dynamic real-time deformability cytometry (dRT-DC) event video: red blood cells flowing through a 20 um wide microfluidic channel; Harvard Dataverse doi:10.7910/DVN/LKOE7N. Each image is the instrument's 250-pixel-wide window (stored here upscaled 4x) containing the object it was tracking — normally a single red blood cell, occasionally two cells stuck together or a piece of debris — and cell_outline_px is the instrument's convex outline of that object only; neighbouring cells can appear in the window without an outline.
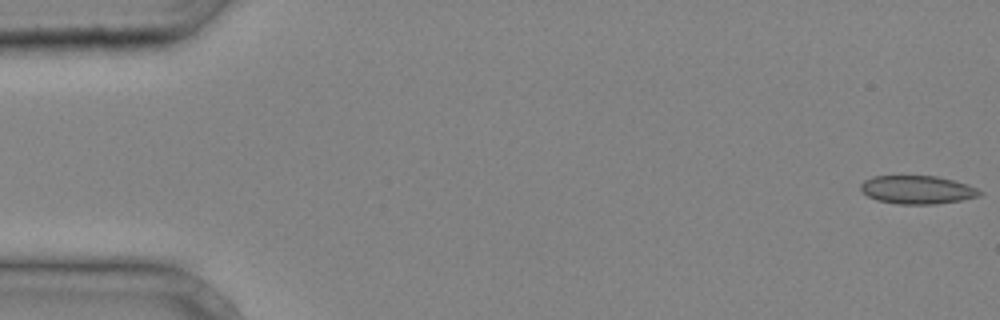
{"species": "common noctule bat (a hibernating species)", "species_latin": "Nyctalus noctula", "temperature_condition": "cold", "stored_images_in_passage": 38, "camera_frame_rate_fps": 3000, "um_per_image_px": 0.085, "animal": {"sex": "male", "body_mass_g": 20.4}, "frame": {"image": 1, "passage_image": 1, "time_ms": 0.0, "image_size_px": [1000, 320], "cell_outline_px": [[984, 192], [980, 196], [960, 200], [936, 204], [896, 204], [876, 200], [868, 196], [860, 188], [860, 184], [864, 180], [872, 176], [936, 176], [968, 184]], "centroid_in_image_um": [77.97, 16.13], "position_along_channel_um": 7.0, "area_um2": 19.65}}
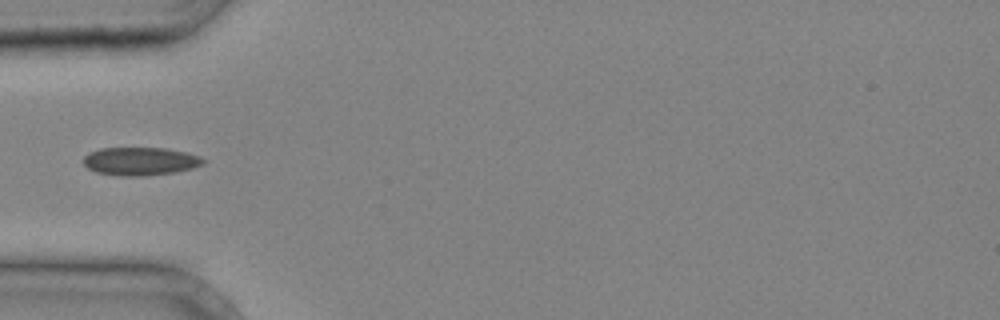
{"frame": {"image": 2, "passage_image": 13, "time_ms": 4.0, "image_size_px": [1000, 320], "cell_outline_px": [[208, 160], [204, 164], [192, 168], [172, 172], [144, 176], [120, 176], [96, 172], [88, 168], [84, 164], [84, 156], [88, 152], [100, 148], [164, 148], [184, 152], [200, 156]], "centroid_in_image_um": [11.92, 13.7], "position_along_channel_um": 73.1, "area_um2": 19.65}}
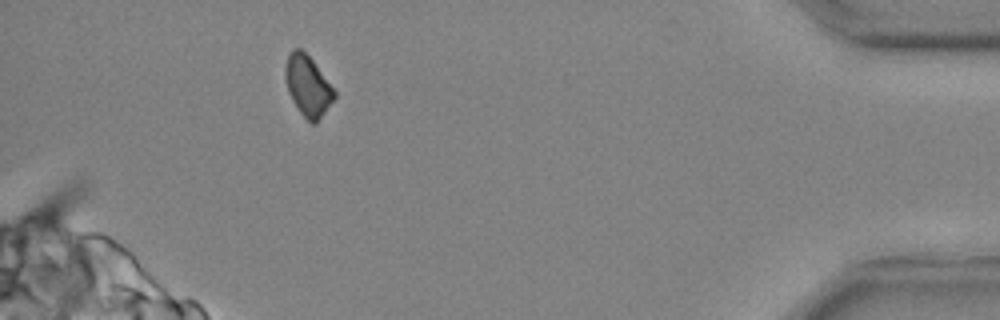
{"frame": {"image": 3, "passage_image": 36, "time_ms": 11.667, "image_size_px": [1000, 320], "cell_outline_px": [[336, 96], [316, 124], [312, 124], [300, 112], [292, 100], [288, 92], [284, 80], [284, 68], [288, 52], [292, 48], [300, 48], [312, 60], [336, 92]], "centroid_in_image_um": [26.12, 7.28], "position_along_channel_um": 409.1, "area_um2": 17.28}}